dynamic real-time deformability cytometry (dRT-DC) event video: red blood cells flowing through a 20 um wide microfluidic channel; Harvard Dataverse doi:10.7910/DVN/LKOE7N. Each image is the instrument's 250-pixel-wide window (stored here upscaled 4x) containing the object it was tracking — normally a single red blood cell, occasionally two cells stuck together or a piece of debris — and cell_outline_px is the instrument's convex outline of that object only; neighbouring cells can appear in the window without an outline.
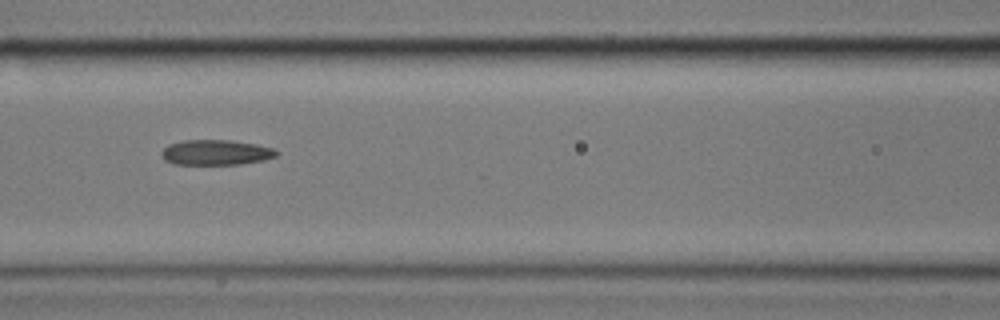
{"species": "common noctule bat (a hibernating species)", "species_latin": "Nyctalus noctula", "temperature_condition": "cold", "stored_images_in_passage": 7, "camera_frame_rate_fps": 3000, "um_per_image_px": 0.085, "animal": {"sex": "male", "body_mass_g": 17.9}, "frame": {"image": 1, "passage_image": 6, "time_ms": 1.667, "image_size_px": [1000, 320], "cell_outline_px": [[280, 152], [276, 156], [264, 160], [240, 164], [176, 164], [164, 160], [160, 152], [168, 144], [184, 140], [232, 140], [256, 144], [272, 148]], "centroid_in_image_um": [18.35, 12.95], "position_along_channel_um": 148.2, "area_um2": 16.94}}
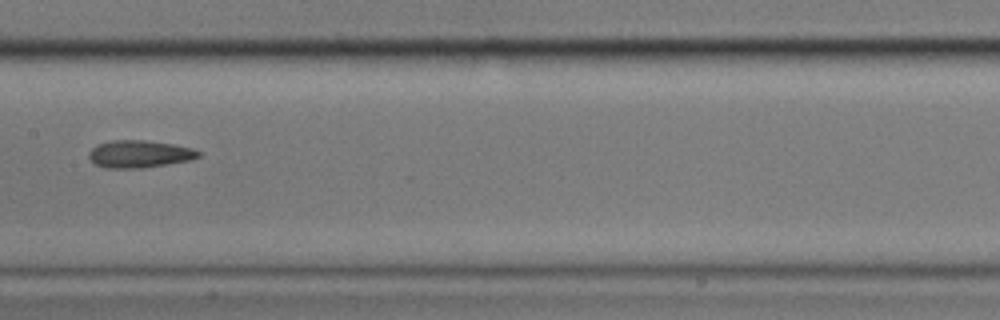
{"frame": {"image": 2, "passage_image": 7, "time_ms": 2.0, "image_size_px": [1000, 320], "cell_outline_px": [[200, 156], [192, 160], [168, 164], [140, 168], [104, 168], [96, 164], [88, 156], [88, 152], [96, 144], [112, 140], [144, 140], [172, 144], [192, 148], [200, 152]], "centroid_in_image_um": [11.84, 13.09], "position_along_channel_um": 195.6, "area_um2": 17.51}}